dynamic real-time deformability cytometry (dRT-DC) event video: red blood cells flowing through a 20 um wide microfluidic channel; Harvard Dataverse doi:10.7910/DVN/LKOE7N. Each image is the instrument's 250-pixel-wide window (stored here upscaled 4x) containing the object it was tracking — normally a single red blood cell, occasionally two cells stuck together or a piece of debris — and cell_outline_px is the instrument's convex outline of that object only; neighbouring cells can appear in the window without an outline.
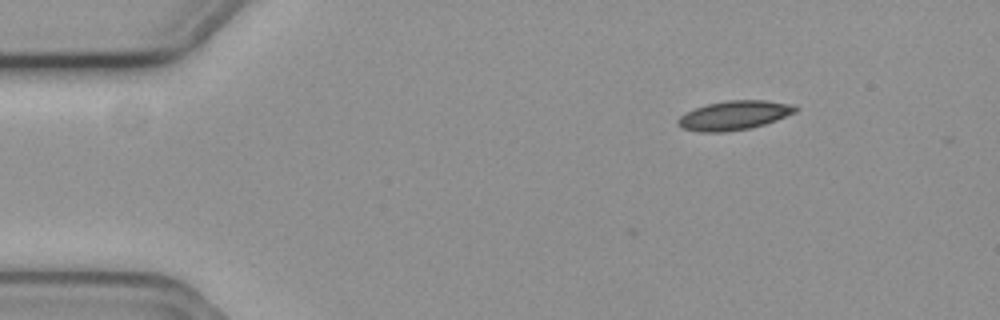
{"species": "common noctule bat (a hibernating species)", "species_latin": "Nyctalus noctula", "temperature_condition": "cold", "stored_images_in_passage": 9, "camera_frame_rate_fps": 3000, "um_per_image_px": 0.085, "animal": {"sex": "female", "body_mass_g": 19.3, "forearm_length_mm": 54.1}, "frame": {"image": 1, "passage_image": 1, "time_ms": 0.0, "image_size_px": [1000, 320], "cell_outline_px": [[800, 108], [796, 112], [776, 120], [752, 128], [724, 132], [700, 132], [680, 128], [676, 124], [676, 120], [680, 116], [696, 108], [708, 104], [728, 100], [764, 100], [792, 104]], "centroid_in_image_um": [62.4, 9.81], "position_along_channel_um": 22.6, "area_um2": 20.0}}